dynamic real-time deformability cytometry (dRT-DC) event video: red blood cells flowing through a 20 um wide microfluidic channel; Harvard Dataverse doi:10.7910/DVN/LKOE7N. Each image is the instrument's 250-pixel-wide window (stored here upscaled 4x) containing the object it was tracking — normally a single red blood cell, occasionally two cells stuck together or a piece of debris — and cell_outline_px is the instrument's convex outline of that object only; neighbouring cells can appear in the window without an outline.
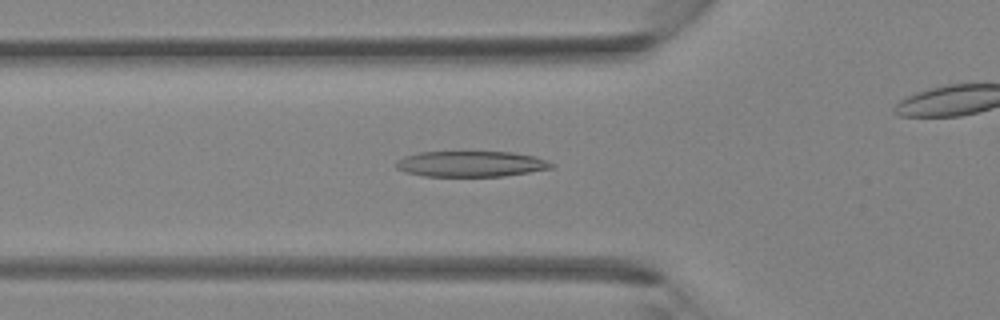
{"species": "Egyptian fruit bat (a non-hibernating species)", "species_latin": "Rousettus aegyptiacus", "temperature_condition": "room temperature", "stored_images_in_passage": 40, "camera_frame_rate_fps": 3000, "um_per_image_px": 0.085, "animal": {"sex": "female"}, "frame": {"image": 1, "passage_image": 13, "time_ms": 4.0, "image_size_px": [1000, 320], "cell_outline_px": [[556, 168], [504, 176], [424, 176], [404, 172], [396, 168], [396, 160], [404, 156], [420, 152], [512, 152], [536, 156], [556, 164]], "centroid_in_image_um": [40.07, 13.93], "position_along_channel_um": 85.7, "area_um2": 23.52}}
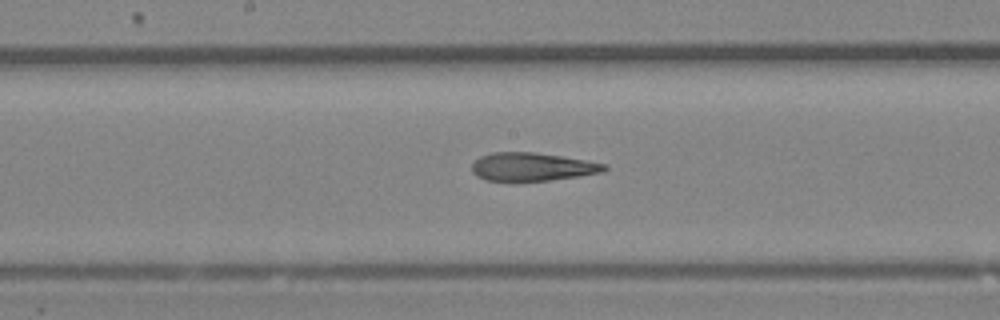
{"frame": {"image": 2, "passage_image": 20, "time_ms": 6.333, "image_size_px": [1000, 320], "cell_outline_px": [[608, 168], [604, 172], [580, 176], [548, 180], [488, 180], [476, 176], [472, 172], [472, 164], [480, 156], [492, 152], [532, 152], [560, 156], [608, 164]], "centroid_in_image_um": [45.25, 14.17], "position_along_channel_um": 202.9, "area_um2": 21.56}}
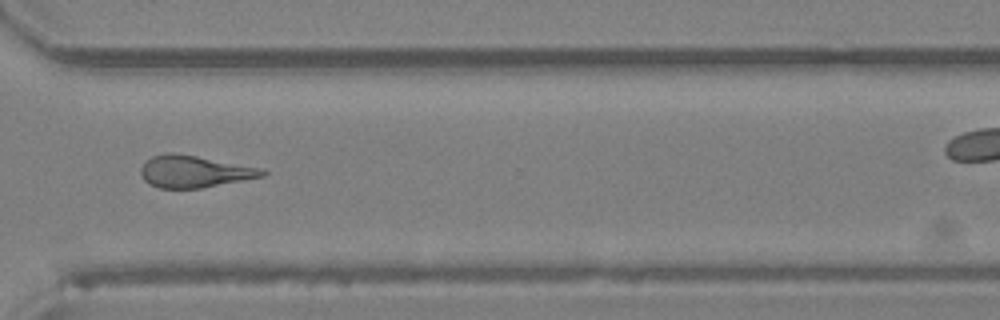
{"frame": {"image": 3, "passage_image": 29, "time_ms": 9.333, "image_size_px": [1000, 320], "cell_outline_px": [[268, 172], [264, 176], [244, 180], [200, 188], [160, 188], [144, 180], [140, 172], [140, 168], [152, 156], [168, 152], [172, 152], [196, 156], [264, 168]], "centroid_in_image_um": [16.55, 14.57], "position_along_channel_um": 354.1, "area_um2": 22.48}}